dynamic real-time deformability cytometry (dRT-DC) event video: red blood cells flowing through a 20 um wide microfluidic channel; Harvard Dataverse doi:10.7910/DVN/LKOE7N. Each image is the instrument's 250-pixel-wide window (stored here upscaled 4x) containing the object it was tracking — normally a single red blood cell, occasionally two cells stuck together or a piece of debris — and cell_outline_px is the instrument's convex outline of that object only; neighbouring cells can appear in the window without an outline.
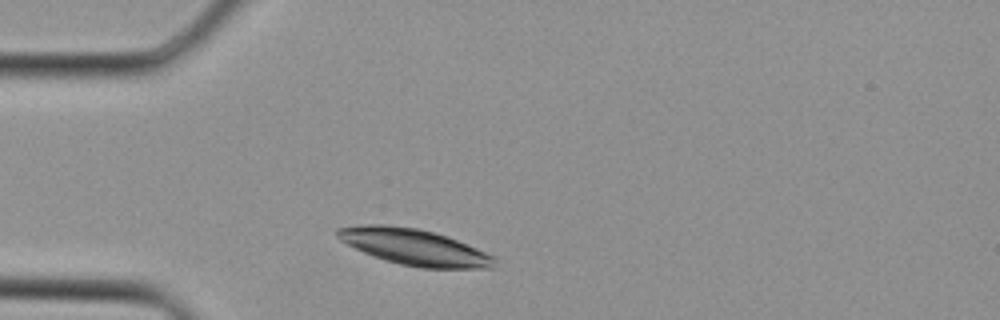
{"species": "Egyptian fruit bat (a non-hibernating species)", "species_latin": "Rousettus aegyptiacus", "temperature_condition": "cold", "stored_images_in_passage": 25, "camera_frame_rate_fps": 3000, "um_per_image_px": 0.085, "animal": {"sex": "female"}, "frame": {"image": 1, "passage_image": 2, "time_ms": 0.333, "image_size_px": [1000, 320], "cell_outline_px": [[500, 268], [420, 268], [400, 264], [384, 260], [372, 256], [340, 240], [336, 236], [336, 228], [364, 224], [384, 224], [416, 228], [448, 236], [476, 248], [492, 256], [496, 260]], "centroid_in_image_um": [35.22, 21.0], "position_along_channel_um": 49.8, "area_um2": 33.06}}
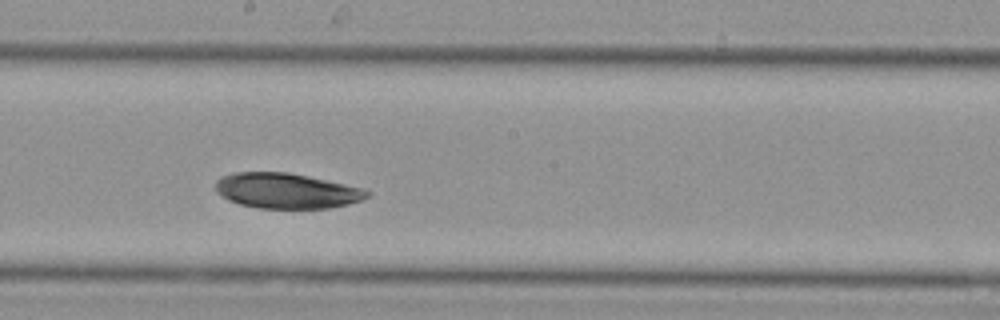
{"frame": {"image": 2, "passage_image": 12, "time_ms": 3.667, "image_size_px": [1000, 320], "cell_outline_px": [[368, 196], [360, 200], [348, 204], [328, 208], [260, 208], [240, 204], [228, 200], [216, 192], [216, 180], [220, 176], [236, 172], [288, 172], [308, 176], [344, 184], [360, 188], [368, 192]], "centroid_in_image_um": [24.28, 16.21], "position_along_channel_um": 223.9, "area_um2": 30.87}}
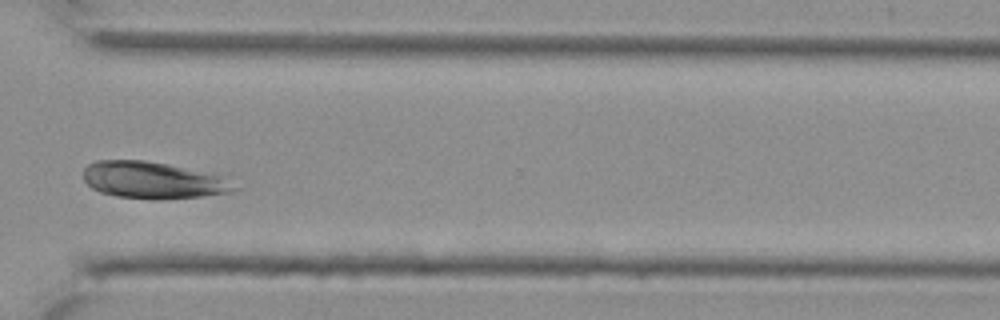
{"frame": {"image": 3, "passage_image": 19, "time_ms": 6.0, "image_size_px": [1000, 320], "cell_outline_px": [[240, 188], [232, 192], [204, 196], [160, 200], [116, 196], [100, 192], [92, 188], [84, 180], [84, 168], [88, 164], [96, 160], [144, 160], [168, 164], [220, 176]], "centroid_in_image_um": [12.97, 15.32], "position_along_channel_um": 357.6, "area_um2": 32.25}}